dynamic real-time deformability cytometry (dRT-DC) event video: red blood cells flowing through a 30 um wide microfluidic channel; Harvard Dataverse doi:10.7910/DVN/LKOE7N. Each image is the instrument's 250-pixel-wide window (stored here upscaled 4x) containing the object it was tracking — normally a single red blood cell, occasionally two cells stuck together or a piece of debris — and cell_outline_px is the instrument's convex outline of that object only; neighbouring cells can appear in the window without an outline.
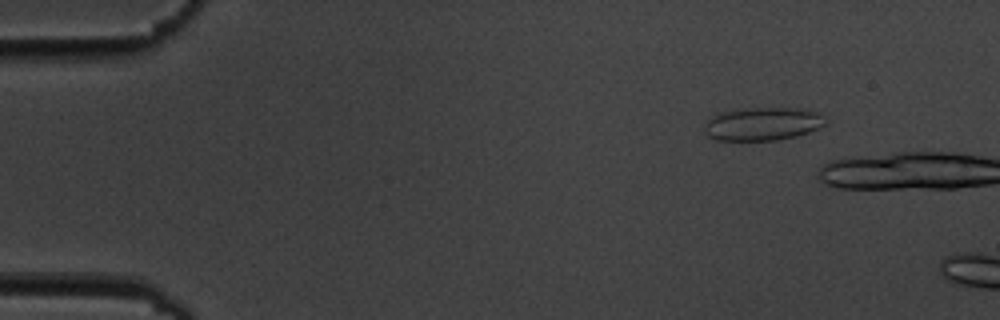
{"species": "common noctule bat (a hibernating species)", "species_latin": "Nyctalus noctula", "temperature_condition": "cold", "stored_images_in_passage": 3, "camera_frame_rate_fps": 3000, "um_per_image_px": 0.085, "animal": {"sex": "male", "body_mass_g": 19.5, "forearm_length_mm": 54.6}, "frame": {"image": 1, "passage_image": 2, "time_ms": 2.0, "image_size_px": [1000, 320], "cell_outline_px": [[828, 124], [820, 128], [796, 136], [776, 140], [716, 140], [708, 136], [704, 132], [704, 124], [712, 116], [720, 112], [752, 108], [804, 108], [816, 112], [824, 116], [828, 120]], "centroid_in_image_um": [64.87, 10.53], "position_along_channel_um": 20.1, "area_um2": 23.58}}